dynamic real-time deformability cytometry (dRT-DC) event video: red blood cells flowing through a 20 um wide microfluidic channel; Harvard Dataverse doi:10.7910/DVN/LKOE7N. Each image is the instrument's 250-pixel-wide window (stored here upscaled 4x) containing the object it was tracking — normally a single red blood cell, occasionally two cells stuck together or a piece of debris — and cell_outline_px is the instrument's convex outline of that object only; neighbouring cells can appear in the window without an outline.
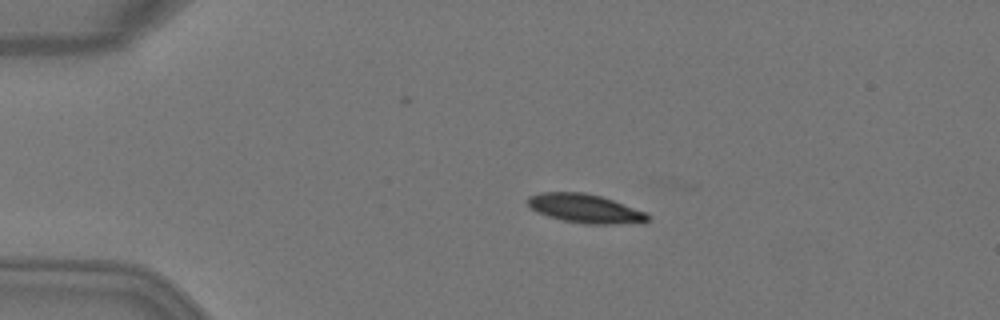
{"species": "Egyptian fruit bat (a non-hibernating species)", "species_latin": "Rousettus aegyptiacus", "temperature_condition": "warm", "stored_images_in_passage": 4, "camera_frame_rate_fps": 3000, "um_per_image_px": 0.085, "animal": {"sex": "female"}, "frame": {"image": 1, "passage_image": 3, "time_ms": 0.667, "image_size_px": [1000, 320], "cell_outline_px": [[652, 216], [644, 224], [584, 224], [560, 220], [536, 212], [528, 204], [528, 196], [540, 192], [584, 192], [600, 196], [612, 200], [644, 212]], "centroid_in_image_um": [49.75, 17.74], "position_along_channel_um": 35.2, "area_um2": 20.35}}